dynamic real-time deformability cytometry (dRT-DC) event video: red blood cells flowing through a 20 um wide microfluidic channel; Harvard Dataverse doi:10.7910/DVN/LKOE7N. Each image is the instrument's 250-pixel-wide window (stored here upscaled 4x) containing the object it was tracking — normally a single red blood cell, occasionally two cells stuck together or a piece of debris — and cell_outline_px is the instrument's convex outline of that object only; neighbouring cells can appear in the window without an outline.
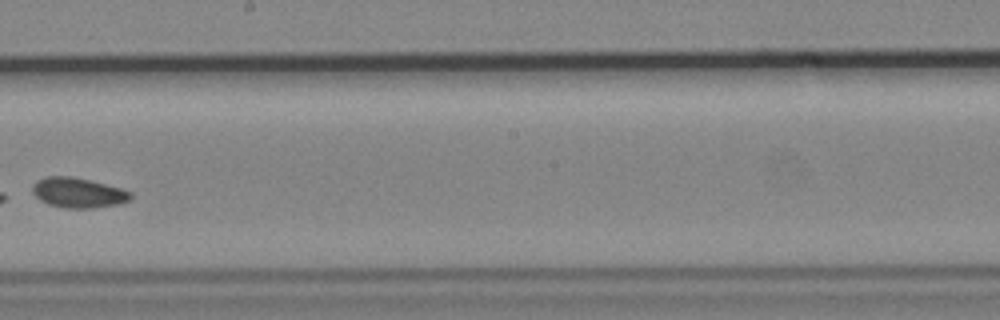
{"species": "common noctule bat (a hibernating species)", "species_latin": "Nyctalus noctula", "temperature_condition": "cold", "stored_images_in_passage": 10, "camera_frame_rate_fps": 3000, "um_per_image_px": 0.085, "animal": {"sex": "male", "body_mass_g": 19.2, "forearm_length_mm": 51.8}, "frame": {"image": 1, "passage_image": 9, "time_ms": 2.667, "image_size_px": [1000, 320], "cell_outline_px": [[132, 196], [128, 200], [120, 204], [92, 208], [64, 208], [48, 204], [40, 200], [32, 192], [32, 188], [36, 180], [48, 176], [72, 176], [120, 188], [132, 192]], "centroid_in_image_um": [6.63, 16.38], "position_along_channel_um": 241.6, "area_um2": 17.11}}
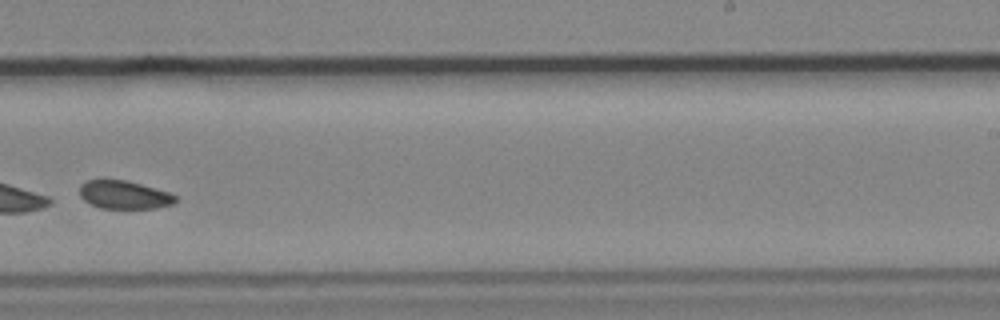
{"frame": {"image": 2, "passage_image": 10, "time_ms": 3.0, "image_size_px": [1000, 320], "cell_outline_px": [[176, 200], [172, 204], [156, 208], [100, 208], [84, 200], [80, 196], [80, 184], [88, 180], [100, 176], [124, 180], [172, 192], [176, 196]], "centroid_in_image_um": [10.51, 16.51], "position_along_channel_um": 278.5, "area_um2": 16.18}}